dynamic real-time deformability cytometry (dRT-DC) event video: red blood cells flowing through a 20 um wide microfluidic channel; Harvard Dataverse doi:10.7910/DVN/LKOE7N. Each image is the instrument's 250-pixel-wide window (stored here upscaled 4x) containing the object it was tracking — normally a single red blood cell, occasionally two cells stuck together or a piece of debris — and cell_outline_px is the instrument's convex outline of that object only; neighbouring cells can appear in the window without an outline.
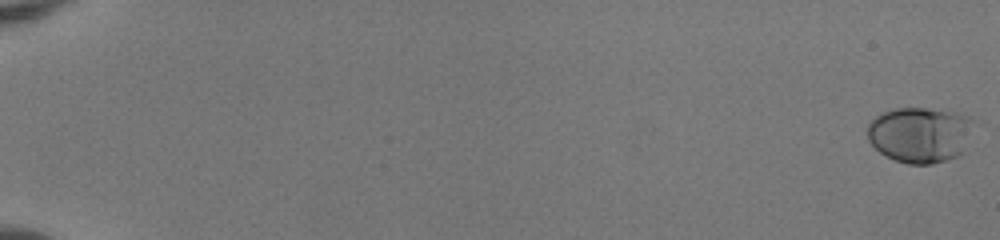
{"species": "human", "species_latin": "Homo sapiens", "temperature_condition": "room temperature", "stored_images_in_passage": 54, "camera_frame_rate_fps": 3000, "um_per_image_px": 0.085, "donor": {"sex": "female"}, "frame": {"image": 1, "passage_image": 1, "time_ms": 0.0, "image_size_px": [1000, 240], "cell_outline_px": [[976, 124], [964, 152], [960, 156], [932, 164], [908, 164], [896, 160], [880, 152], [868, 140], [868, 124], [876, 116], [884, 112], [896, 108], [924, 108], [956, 112], [968, 116], [976, 120]], "centroid_in_image_um": [78.28, 11.45], "position_along_channel_um": 6.7, "area_um2": 34.91}}
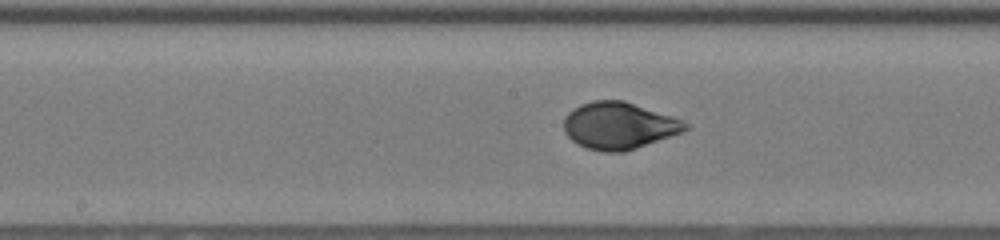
{"frame": {"image": 2, "passage_image": 31, "time_ms": 10.0, "image_size_px": [1000, 240], "cell_outline_px": [[692, 124], [684, 132], [624, 152], [604, 152], [584, 148], [576, 144], [564, 132], [564, 120], [568, 112], [580, 104], [592, 100], [624, 100], [684, 120]], "centroid_in_image_um": [52.62, 10.68], "position_along_channel_um": 195.6, "area_um2": 33.58}}
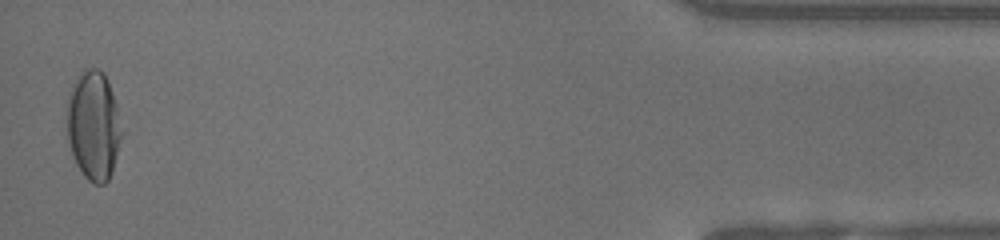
{"frame": {"image": 3, "passage_image": 53, "time_ms": 17.333, "image_size_px": [1000, 240], "cell_outline_px": [[124, 132], [112, 172], [108, 180], [104, 184], [92, 184], [84, 176], [76, 164], [72, 156], [68, 140], [68, 92], [80, 72], [84, 68], [96, 68], [104, 72], [108, 80], [116, 104]], "centroid_in_image_um": [7.97, 10.67], "position_along_channel_um": 427.2, "area_um2": 35.2}, "authors_computed_cell_mechanics": {"area_um2": 32.9171, "velocity_mm_per_s": 4.0994, "shape_relaxation_time_tau1_ms": 3.7246, "shape_relaxation_time_tau2_ms": null, "deformation_change_tau1": 0.1798, "deformation_change_tau2": null}}